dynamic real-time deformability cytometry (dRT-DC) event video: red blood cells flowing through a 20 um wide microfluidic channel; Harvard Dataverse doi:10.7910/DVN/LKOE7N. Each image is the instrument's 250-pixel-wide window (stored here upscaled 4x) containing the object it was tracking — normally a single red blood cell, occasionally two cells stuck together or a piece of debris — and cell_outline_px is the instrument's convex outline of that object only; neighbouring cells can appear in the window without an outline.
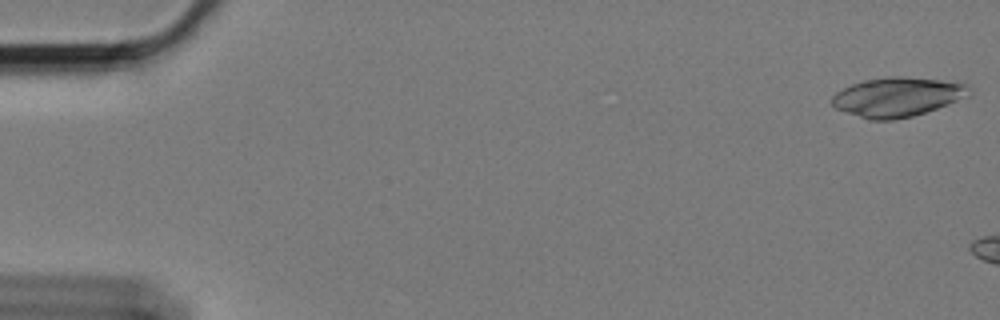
{"species": "Egyptian fruit bat (a non-hibernating species)", "species_latin": "Rousettus aegyptiacus", "temperature_condition": "cold", "stored_images_in_passage": 7, "camera_frame_rate_fps": 3000, "um_per_image_px": 0.085, "animal": {"sex": "female"}, "frame": {"image": 1, "passage_image": 1, "time_ms": 0.0, "image_size_px": [1000, 320], "cell_outline_px": [[968, 96], [936, 108], [912, 116], [892, 120], [868, 120], [836, 108], [832, 104], [832, 96], [836, 92], [852, 84], [864, 80], [888, 76], [900, 76], [940, 80], [968, 84]], "centroid_in_image_um": [76.23, 8.24], "position_along_channel_um": 8.8, "area_um2": 31.04}}